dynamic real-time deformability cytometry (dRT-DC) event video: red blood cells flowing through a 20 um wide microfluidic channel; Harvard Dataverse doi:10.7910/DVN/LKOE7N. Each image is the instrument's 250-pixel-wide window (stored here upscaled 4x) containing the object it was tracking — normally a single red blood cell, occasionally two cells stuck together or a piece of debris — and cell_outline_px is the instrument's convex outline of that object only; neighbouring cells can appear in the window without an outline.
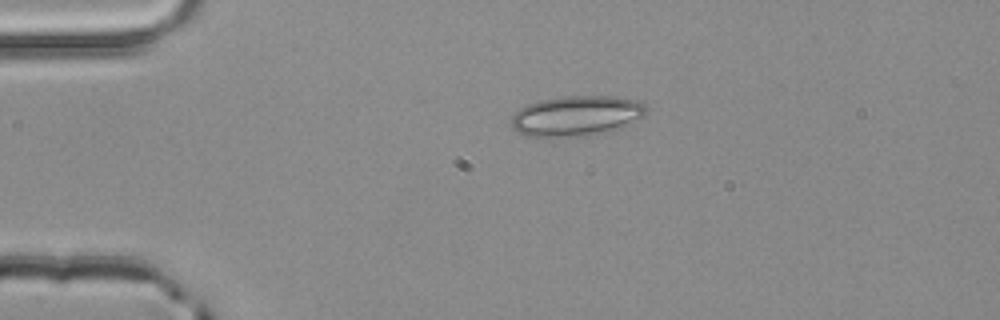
{"species": "common noctule bat (a hibernating species)", "species_latin": "Nyctalus noctula", "temperature_condition": "room temperature", "stored_images_in_passage": 4, "camera_frame_rate_fps": 3000, "um_per_image_px": 0.085, "animal": {"sex": "male", "body_mass_g": 20.4}, "frame": {"image": 1, "passage_image": 4, "time_ms": 1.0, "image_size_px": [1000, 320], "cell_outline_px": [[644, 116], [620, 128], [592, 136], [524, 136], [516, 132], [512, 128], [512, 116], [520, 108], [528, 104], [540, 100], [564, 96], [612, 96], [632, 100], [644, 104]], "centroid_in_image_um": [48.95, 9.86], "position_along_channel_um": 36.0, "area_um2": 31.44}}